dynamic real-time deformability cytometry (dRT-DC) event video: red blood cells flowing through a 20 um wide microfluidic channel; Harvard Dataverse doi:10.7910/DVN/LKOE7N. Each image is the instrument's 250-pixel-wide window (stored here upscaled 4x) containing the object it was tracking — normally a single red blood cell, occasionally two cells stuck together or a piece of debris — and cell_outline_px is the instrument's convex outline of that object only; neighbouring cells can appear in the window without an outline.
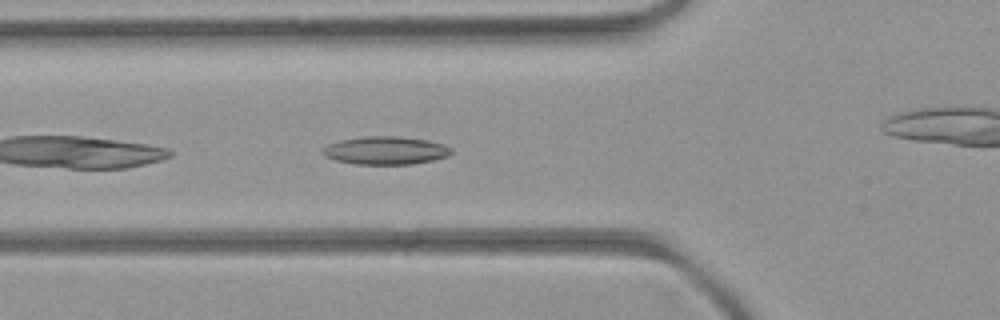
{"species": "common noctule bat (a hibernating species)", "species_latin": "Nyctalus noctula", "temperature_condition": "room temperature", "stored_images_in_passage": 33, "camera_frame_rate_fps": 3000, "um_per_image_px": 0.085, "animal": {"sex": "female", "body_mass_g": 21.9}, "frame": {"image": 1, "passage_image": 4, "time_ms": 1.0, "image_size_px": [1000, 320], "cell_outline_px": [[452, 152], [448, 156], [432, 160], [412, 164], [356, 164], [336, 160], [324, 156], [320, 152], [328, 144], [340, 140], [364, 136], [400, 136], [428, 140], [444, 144], [452, 148]], "centroid_in_image_um": [32.78, 12.78], "position_along_channel_um": 93.0, "area_um2": 21.1}}
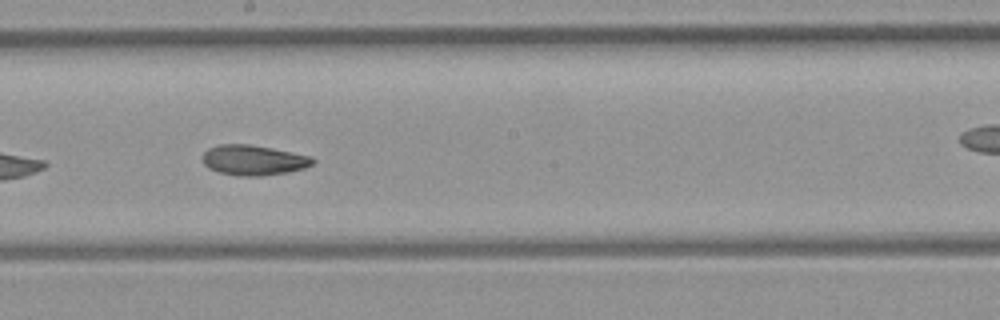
{"frame": {"image": 2, "passage_image": 14, "time_ms": 4.333, "image_size_px": [1000, 320], "cell_outline_px": [[316, 160], [312, 164], [304, 168], [288, 172], [260, 176], [236, 176], [220, 172], [208, 168], [200, 160], [200, 156], [208, 148], [220, 144], [248, 144], [272, 148], [312, 156]], "centroid_in_image_um": [21.51, 13.61], "position_along_channel_um": 226.7, "area_um2": 19.59}}
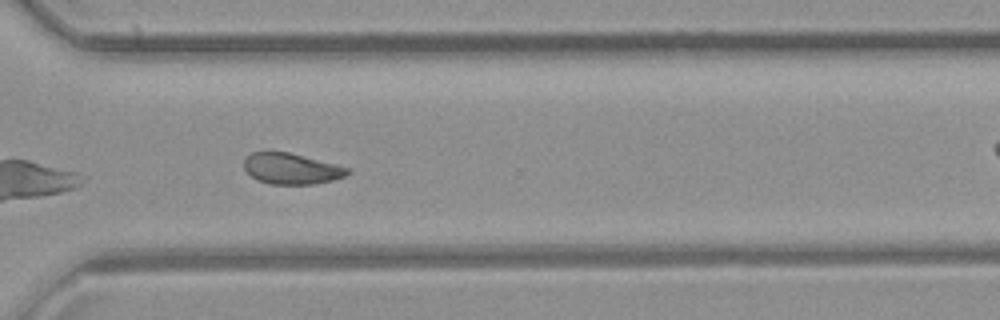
{"frame": {"image": 3, "passage_image": 23, "time_ms": 7.333, "image_size_px": [1000, 320], "cell_outline_px": [[352, 172], [344, 176], [332, 180], [312, 184], [272, 184], [260, 180], [252, 176], [244, 168], [244, 160], [252, 152], [288, 152], [352, 168]], "centroid_in_image_um": [24.82, 14.33], "position_along_channel_um": 345.8, "area_um2": 18.44}, "authors_computed_cell_mechanics": {"area_um2": 19.363, "velocity_mm_per_s": 3.9835, "shape_relaxation_time_tau1_ms": null, "shape_relaxation_time_tau2_ms": 5.9435, "deformation_change_tau1": null, "deformation_change_tau2": 0.121}}